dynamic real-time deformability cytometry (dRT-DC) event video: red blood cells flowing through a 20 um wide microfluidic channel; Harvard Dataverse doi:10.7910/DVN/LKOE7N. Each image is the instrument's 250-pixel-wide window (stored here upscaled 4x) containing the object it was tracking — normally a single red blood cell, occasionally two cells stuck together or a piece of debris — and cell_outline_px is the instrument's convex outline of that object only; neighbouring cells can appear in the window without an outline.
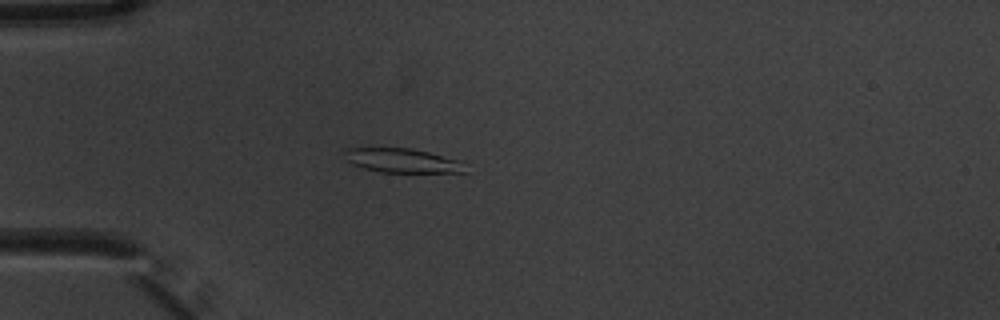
{"species": "common noctule bat (a hibernating species)", "species_latin": "Nyctalus noctula", "temperature_condition": "warm", "stored_images_in_passage": 3, "camera_frame_rate_fps": 3000, "um_per_image_px": 0.085, "animal": {"sex": "male", "body_mass_g": 20.1, "forearm_length_mm": 53.5}, "frame": {"image": 1, "passage_image": 3, "time_ms": 0.667, "image_size_px": [1000, 320], "cell_outline_px": [[468, 172], [380, 172], [364, 168], [352, 164], [348, 160], [340, 148], [412, 148], [460, 160]], "centroid_in_image_um": [34.16, 13.64], "position_along_channel_um": 50.8, "area_um2": 16.99}}